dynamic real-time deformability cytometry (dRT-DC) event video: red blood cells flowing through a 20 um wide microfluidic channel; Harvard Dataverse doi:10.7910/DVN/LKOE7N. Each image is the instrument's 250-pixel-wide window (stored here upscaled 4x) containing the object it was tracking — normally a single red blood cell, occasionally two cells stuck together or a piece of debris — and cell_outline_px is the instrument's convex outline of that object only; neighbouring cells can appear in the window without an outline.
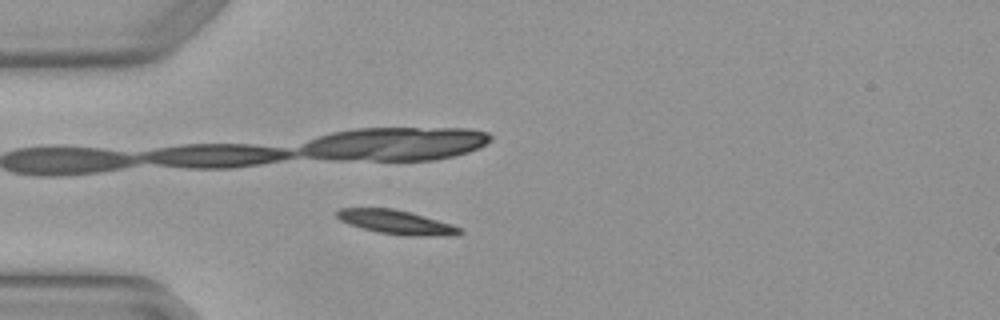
{"species": "Egyptian fruit bat (a non-hibernating species)", "species_latin": "Rousettus aegyptiacus", "temperature_condition": "warm", "stored_images_in_passage": 4, "camera_frame_rate_fps": 3000, "um_per_image_px": 0.085, "animal": {"sex": "female"}, "frame": {"image": 1, "passage_image": 4, "time_ms": 1.0, "image_size_px": [1000, 320], "cell_outline_px": [[464, 232], [456, 236], [404, 236], [376, 232], [348, 224], [340, 220], [336, 216], [336, 212], [340, 208], [392, 208], [408, 212], [452, 224], [460, 228]], "centroid_in_image_um": [33.69, 18.9], "position_along_channel_um": 51.3, "area_um2": 17.28}}